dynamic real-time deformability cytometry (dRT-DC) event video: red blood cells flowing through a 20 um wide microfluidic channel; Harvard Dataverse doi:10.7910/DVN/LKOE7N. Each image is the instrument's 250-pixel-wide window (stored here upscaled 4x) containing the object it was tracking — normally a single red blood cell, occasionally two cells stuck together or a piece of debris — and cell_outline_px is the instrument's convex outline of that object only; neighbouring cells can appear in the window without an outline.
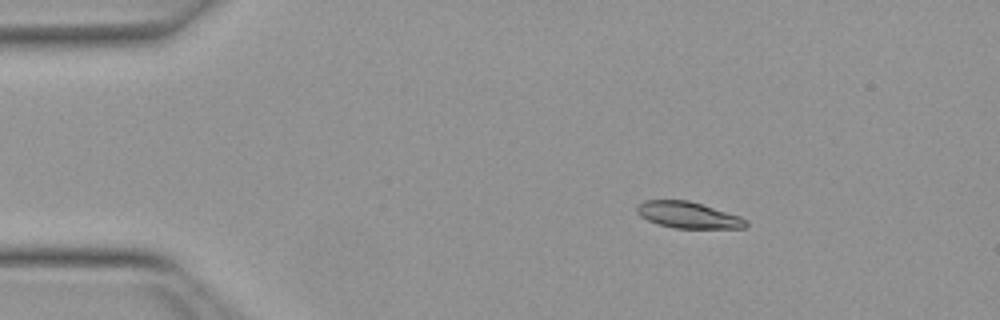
{"species": "Egyptian fruit bat (a non-hibernating species)", "species_latin": "Rousettus aegyptiacus", "temperature_condition": "warm", "stored_images_in_passage": 44, "camera_frame_rate_fps": 3000, "um_per_image_px": 0.085, "animal": {"sex": "female"}, "frame": {"image": 1, "passage_image": 1, "time_ms": 0.0, "image_size_px": [1000, 320], "cell_outline_px": [[748, 224], [744, 228], [672, 228], [648, 220], [640, 216], [636, 212], [636, 208], [644, 200], [688, 200], [740, 216], [748, 220]], "centroid_in_image_um": [58.5, 18.28], "position_along_channel_um": 26.5, "area_um2": 16.65}}
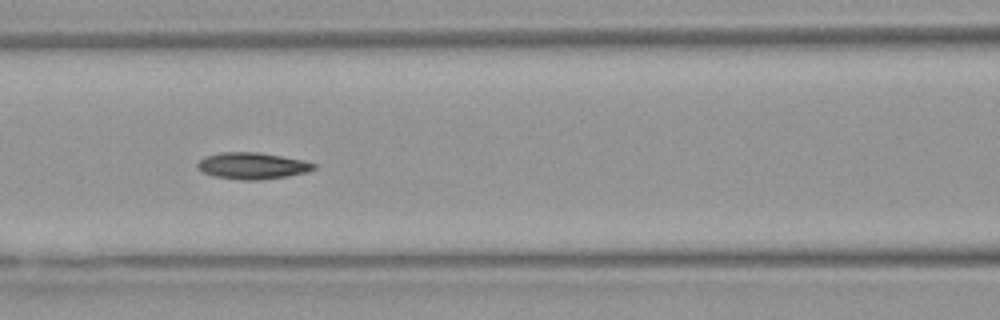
{"frame": {"image": 2, "passage_image": 15, "time_ms": 4.667, "image_size_px": [1000, 320], "cell_outline_px": [[316, 168], [308, 172], [288, 176], [260, 180], [244, 180], [212, 176], [196, 168], [196, 164], [204, 156], [220, 152], [260, 152], [304, 160], [316, 164]], "centroid_in_image_um": [21.45, 14.09], "position_along_channel_um": 145.2, "area_um2": 18.21}}
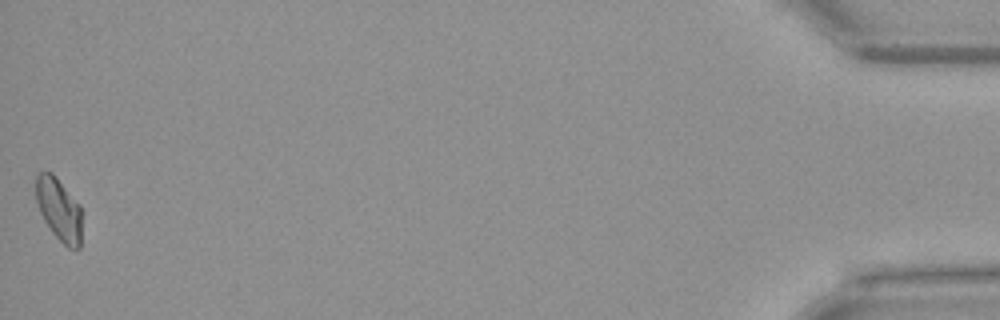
{"frame": {"image": 3, "passage_image": 44, "time_ms": 14.333, "image_size_px": [1000, 320], "cell_outline_px": [[80, 248], [68, 248], [52, 232], [44, 220], [40, 212], [36, 200], [36, 176], [40, 172], [52, 172], [56, 176], [80, 204]], "centroid_in_image_um": [5.0, 17.77], "position_along_channel_um": 430.2, "area_um2": 16.59}, "authors_computed_cell_mechanics": {"area_um2": 17.1088, "velocity_mm_per_s": 3.9729, "shape_relaxation_time_tau1_ms": null, "shape_relaxation_time_tau2_ms": 4.1088, "deformation_change_tau1": null, "deformation_change_tau2": 0.0876}}